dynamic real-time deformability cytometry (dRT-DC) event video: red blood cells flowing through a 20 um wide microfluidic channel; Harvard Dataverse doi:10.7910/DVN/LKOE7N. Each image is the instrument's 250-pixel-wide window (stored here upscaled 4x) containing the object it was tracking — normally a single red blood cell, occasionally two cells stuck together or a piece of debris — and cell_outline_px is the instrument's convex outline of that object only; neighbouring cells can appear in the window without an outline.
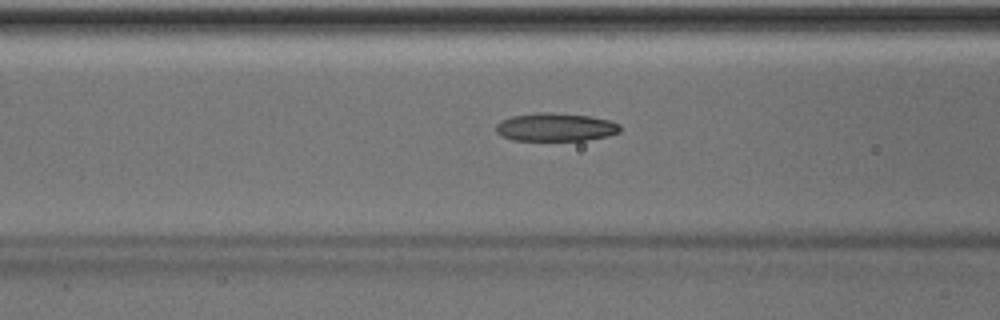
{"species": "Egyptian fruit bat (a non-hibernating species)", "species_latin": "Rousettus aegyptiacus", "temperature_condition": "room temperature", "stored_images_in_passage": 48, "camera_frame_rate_fps": 3000, "um_per_image_px": 0.085, "animal": {"sex": "male"}, "frame": {"image": 1, "passage_image": 20, "time_ms": 6.333, "image_size_px": [1000, 320], "cell_outline_px": [[620, 132], [608, 136], [584, 140], [512, 140], [496, 132], [496, 124], [500, 120], [512, 116], [540, 112], [552, 112], [588, 116], [608, 120], [620, 124]], "centroid_in_image_um": [47.21, 10.8], "position_along_channel_um": 119.4, "area_um2": 20.29}}
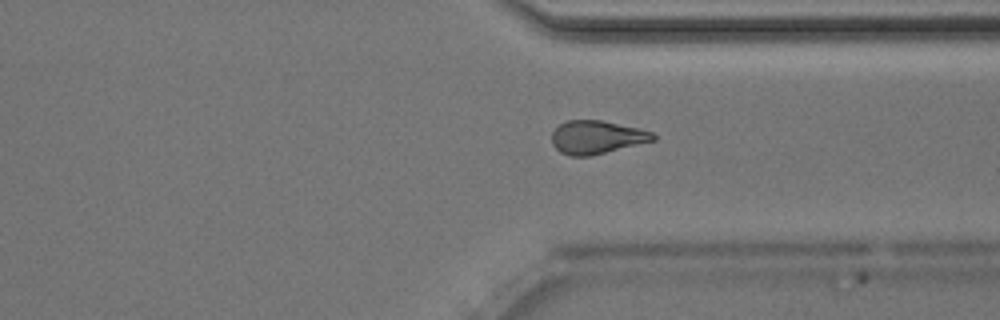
{"frame": {"image": 2, "passage_image": 38, "time_ms": 12.333, "image_size_px": [1000, 320], "cell_outline_px": [[656, 140], [588, 156], [572, 156], [560, 152], [552, 144], [552, 132], [560, 124], [568, 120], [600, 120], [640, 128], [652, 132], [656, 136]], "centroid_in_image_um": [50.72, 11.65], "position_along_channel_um": 360.7, "area_um2": 19.48}}
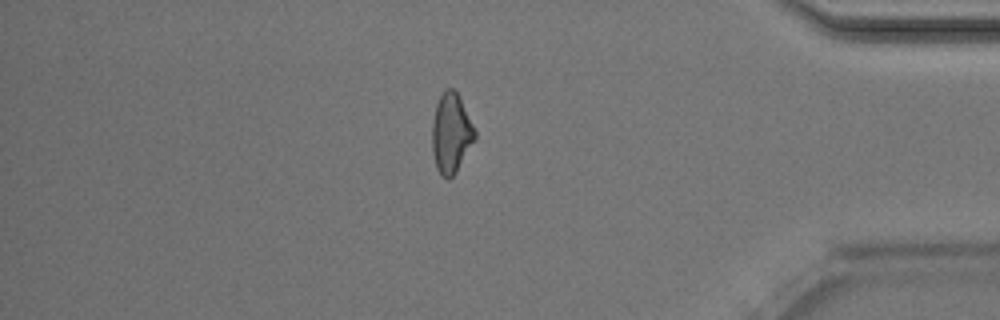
{"frame": {"image": 3, "passage_image": 43, "time_ms": 14.0, "image_size_px": [1000, 320], "cell_outline_px": [[476, 140], [456, 172], [448, 180], [440, 176], [436, 168], [432, 152], [432, 124], [436, 104], [440, 96], [448, 88], [452, 88], [460, 96], [476, 132]], "centroid_in_image_um": [38.35, 11.36], "position_along_channel_um": 396.9, "area_um2": 20.06}}